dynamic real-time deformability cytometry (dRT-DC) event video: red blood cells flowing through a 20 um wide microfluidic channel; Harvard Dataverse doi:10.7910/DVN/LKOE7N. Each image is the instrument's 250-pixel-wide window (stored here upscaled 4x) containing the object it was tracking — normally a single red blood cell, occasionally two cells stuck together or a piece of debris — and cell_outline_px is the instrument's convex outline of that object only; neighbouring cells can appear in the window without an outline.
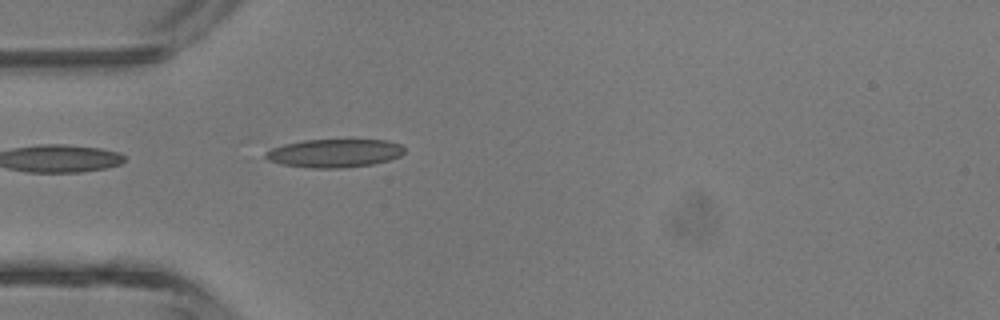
{"species": "common noctule bat (a hibernating species)", "species_latin": "Nyctalus noctula", "temperature_condition": "room temperature", "stored_images_in_passage": 3, "camera_frame_rate_fps": 3000, "um_per_image_px": 0.085, "animal": {"sex": "male", "body_mass_g": 13.3}, "frame": {"image": 1, "passage_image": 3, "time_ms": 2.333, "image_size_px": [1000, 320], "cell_outline_px": [[404, 152], [400, 156], [388, 160], [372, 164], [344, 168], [312, 168], [280, 164], [268, 160], [264, 156], [264, 152], [272, 148], [284, 144], [304, 140], [388, 140], [400, 144], [404, 148]], "centroid_in_image_um": [28.41, 13.02], "position_along_channel_um": 56.6, "area_um2": 22.95}}